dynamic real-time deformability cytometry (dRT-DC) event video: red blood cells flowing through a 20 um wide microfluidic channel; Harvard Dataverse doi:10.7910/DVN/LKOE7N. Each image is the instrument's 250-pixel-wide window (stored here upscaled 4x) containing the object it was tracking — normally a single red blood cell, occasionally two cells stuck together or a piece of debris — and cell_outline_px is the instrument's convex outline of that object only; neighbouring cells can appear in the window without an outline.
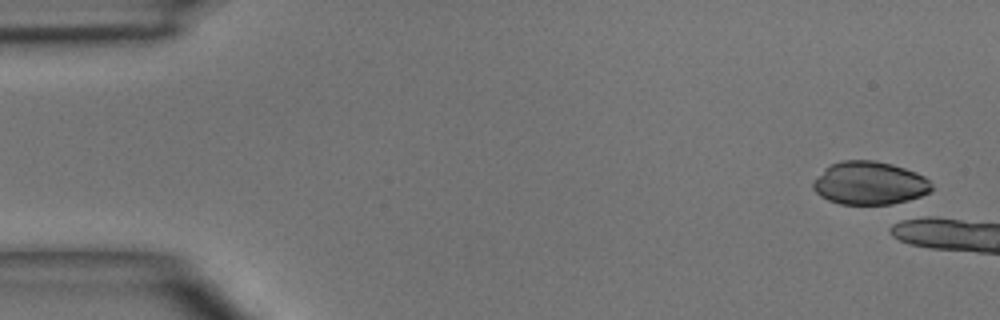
{"species": "common noctule bat (a hibernating species)", "species_latin": "Nyctalus noctula", "temperature_condition": "room temperature", "stored_images_in_passage": 3, "camera_frame_rate_fps": 3000, "um_per_image_px": 0.085, "animal": {"sex": "male", "body_mass_g": 15.6}, "frame": {"image": 1, "passage_image": 1, "time_ms": 0.0, "image_size_px": [1000, 320], "cell_outline_px": [[932, 188], [928, 192], [920, 196], [908, 200], [892, 204], [840, 204], [828, 200], [820, 196], [812, 188], [812, 180], [824, 168], [832, 164], [844, 160], [876, 160], [892, 164], [916, 172], [924, 176], [932, 184]], "centroid_in_image_um": [73.87, 15.56], "position_along_channel_um": 11.1, "area_um2": 29.88}}